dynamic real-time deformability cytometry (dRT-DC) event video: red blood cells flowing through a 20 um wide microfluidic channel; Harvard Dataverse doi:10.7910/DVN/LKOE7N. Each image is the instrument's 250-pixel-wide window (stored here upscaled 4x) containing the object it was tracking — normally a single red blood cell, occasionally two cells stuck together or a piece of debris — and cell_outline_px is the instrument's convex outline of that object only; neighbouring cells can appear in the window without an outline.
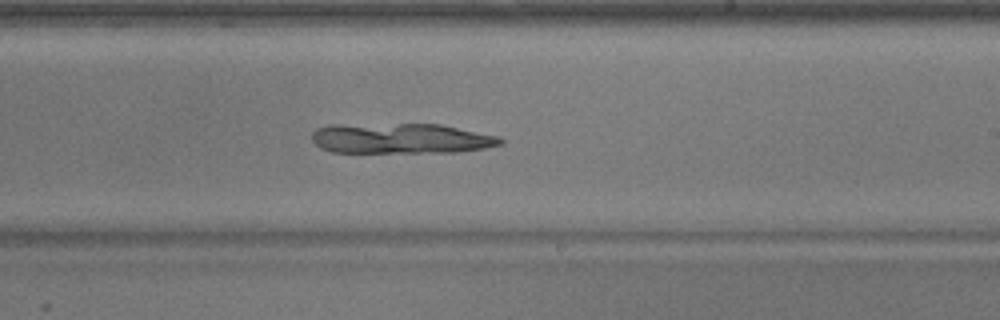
{"species": "common noctule bat (a hibernating species)", "species_latin": "Nyctalus noctula", "temperature_condition": "warm", "stored_images_in_passage": 39, "camera_frame_rate_fps": 3000, "um_per_image_px": 0.085, "animal": {"sex": "male", "body_mass_g": 17.9}, "frame": {"image": 1, "passage_image": 18, "time_ms": 5.667, "image_size_px": [1000, 320], "cell_outline_px": [[504, 144], [484, 148], [460, 152], [332, 152], [320, 148], [312, 140], [312, 132], [316, 128], [328, 124], [440, 124], [500, 136], [504, 140]], "centroid_in_image_um": [34.09, 11.76], "position_along_channel_um": 254.9, "area_um2": 33.64}}